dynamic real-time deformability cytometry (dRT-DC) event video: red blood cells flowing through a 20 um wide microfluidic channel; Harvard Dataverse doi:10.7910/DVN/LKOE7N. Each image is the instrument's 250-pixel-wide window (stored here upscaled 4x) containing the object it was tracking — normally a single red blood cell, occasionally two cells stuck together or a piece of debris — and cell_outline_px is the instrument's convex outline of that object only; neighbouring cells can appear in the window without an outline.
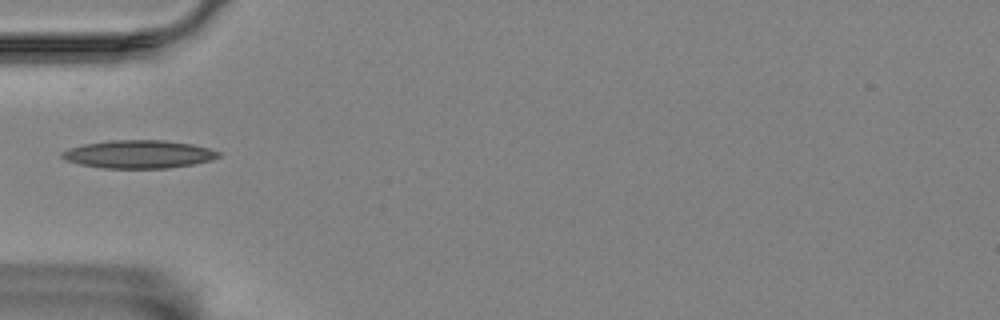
{"species": "Egyptian fruit bat (a non-hibernating species)", "species_latin": "Rousettus aegyptiacus", "temperature_condition": "room temperature", "stored_images_in_passage": 6, "camera_frame_rate_fps": 3000, "um_per_image_px": 0.085, "animal": {"sex": "female"}, "frame": {"image": 1, "passage_image": 1, "time_ms": 0.0, "image_size_px": [1000, 320], "cell_outline_px": [[220, 156], [212, 160], [192, 164], [168, 168], [104, 168], [80, 164], [64, 160], [60, 156], [60, 152], [68, 148], [84, 144], [108, 140], [164, 140], [192, 144], [208, 148], [220, 152]], "centroid_in_image_um": [11.75, 13.1], "position_along_channel_um": 73.2, "area_um2": 25.66}}
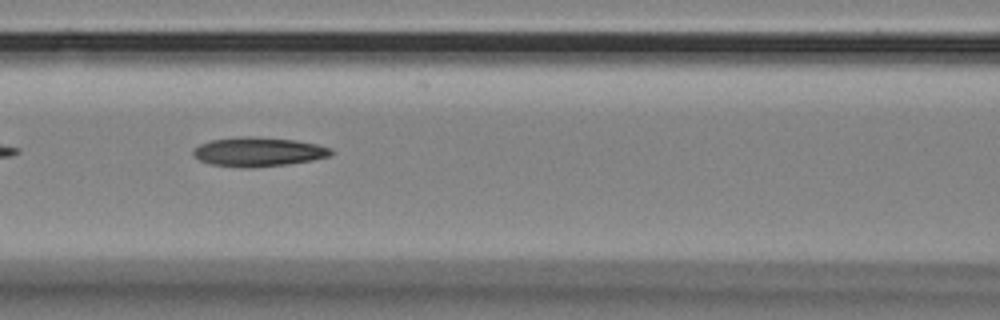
{"frame": {"image": 2, "passage_image": 3, "time_ms": 2.0, "image_size_px": [1000, 320], "cell_outline_px": [[336, 152], [332, 156], [312, 160], [288, 164], [244, 168], [208, 164], [192, 156], [192, 148], [200, 144], [212, 140], [240, 136], [260, 136], [296, 140], [316, 144], [332, 148]], "centroid_in_image_um": [21.96, 12.9], "position_along_channel_um": 144.6, "area_um2": 23.87}}
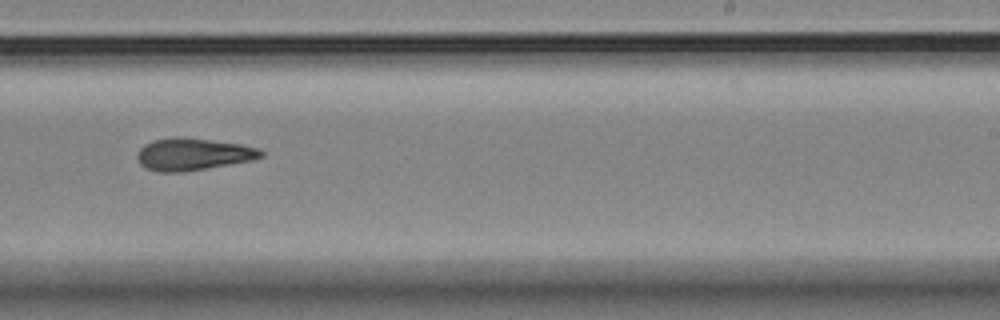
{"frame": {"image": 3, "passage_image": 6, "time_ms": 5.667, "image_size_px": [1000, 320], "cell_outline_px": [[264, 156], [252, 160], [184, 172], [156, 172], [140, 164], [136, 156], [136, 152], [144, 144], [152, 140], [176, 136], [240, 144], [260, 148], [264, 152]], "centroid_in_image_um": [16.38, 13.11], "position_along_channel_um": 272.6, "area_um2": 23.24}}